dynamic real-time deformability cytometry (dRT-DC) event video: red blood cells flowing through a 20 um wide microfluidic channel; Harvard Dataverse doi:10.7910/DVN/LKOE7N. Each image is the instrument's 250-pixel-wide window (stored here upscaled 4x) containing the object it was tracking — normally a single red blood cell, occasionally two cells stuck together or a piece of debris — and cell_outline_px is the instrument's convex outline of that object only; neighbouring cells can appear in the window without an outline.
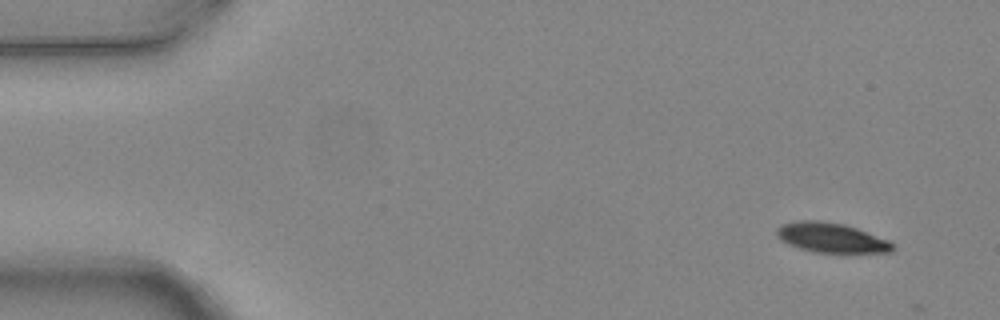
{"species": "common noctule bat (a hibernating species)", "species_latin": "Nyctalus noctula", "temperature_condition": "warm", "stored_images_in_passage": 5, "camera_frame_rate_fps": 3000, "um_per_image_px": 0.085, "animal": {"sex": "female", "body_mass_g": 24.6, "forearm_length_mm": 56.2}, "frame": {"image": 1, "passage_image": 1, "time_ms": 0.0, "image_size_px": [1000, 320], "cell_outline_px": [[896, 248], [892, 252], [816, 252], [800, 248], [788, 244], [780, 240], [776, 236], [776, 228], [780, 224], [796, 220], [820, 220], [844, 224], [856, 228], [888, 240]], "centroid_in_image_um": [70.6, 20.19], "position_along_channel_um": 14.4, "area_um2": 20.06}}
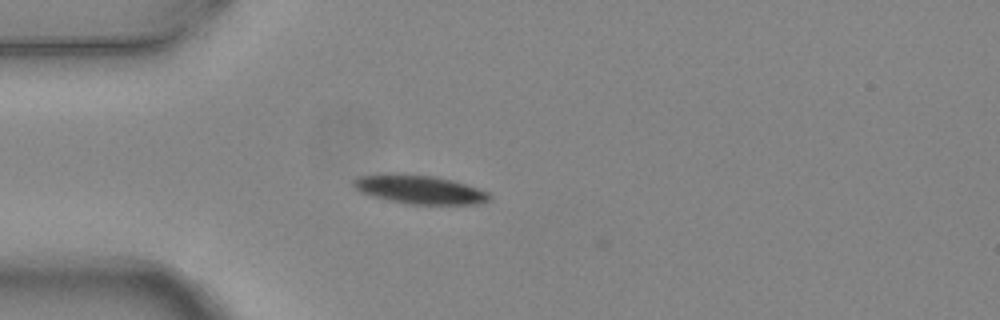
{"frame": {"image": 2, "passage_image": 4, "time_ms": 1.0, "image_size_px": [1000, 320], "cell_outline_px": [[492, 196], [488, 200], [476, 204], [408, 204], [388, 200], [372, 196], [360, 192], [352, 184], [352, 180], [360, 176], [384, 172], [396, 172], [432, 176], [452, 180], [488, 192]], "centroid_in_image_um": [35.58, 16.08], "position_along_channel_um": 49.4, "area_um2": 22.89}}